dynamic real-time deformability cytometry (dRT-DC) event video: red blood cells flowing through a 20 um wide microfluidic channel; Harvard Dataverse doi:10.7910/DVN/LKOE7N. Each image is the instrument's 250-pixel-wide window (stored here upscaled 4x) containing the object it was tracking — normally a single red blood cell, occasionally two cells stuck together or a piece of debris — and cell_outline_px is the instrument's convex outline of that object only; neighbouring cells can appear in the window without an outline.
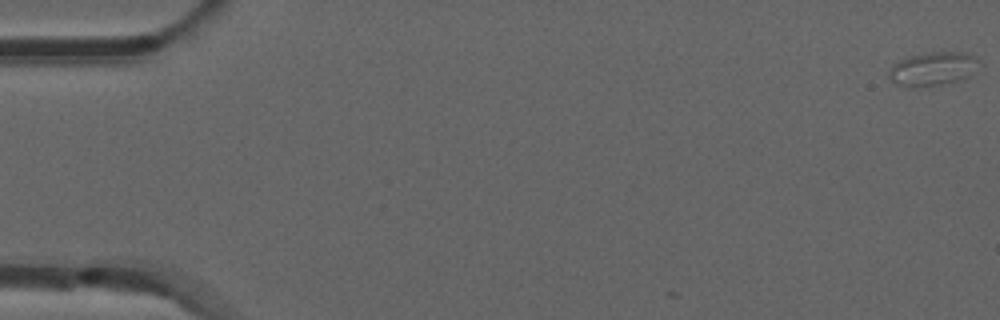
{"species": "common noctule bat (a hibernating species)", "species_latin": "Nyctalus noctula", "temperature_condition": "room temperature", "stored_images_in_passage": 7, "camera_frame_rate_fps": 3000, "um_per_image_px": 0.085, "animal": {"sex": "male", "forearm_length_mm": 52.5}, "frame": {"image": 1, "passage_image": 1, "time_ms": 0.0, "image_size_px": [1000, 320], "cell_outline_px": [[976, 60], [968, 76], [956, 80], [940, 84], [920, 88], [908, 88], [892, 80], [888, 76], [888, 72], [892, 64], [900, 60], [912, 56], [932, 52], [964, 52], [976, 56]], "centroid_in_image_um": [79.19, 5.86], "position_along_channel_um": 5.8, "area_um2": 17.11}}